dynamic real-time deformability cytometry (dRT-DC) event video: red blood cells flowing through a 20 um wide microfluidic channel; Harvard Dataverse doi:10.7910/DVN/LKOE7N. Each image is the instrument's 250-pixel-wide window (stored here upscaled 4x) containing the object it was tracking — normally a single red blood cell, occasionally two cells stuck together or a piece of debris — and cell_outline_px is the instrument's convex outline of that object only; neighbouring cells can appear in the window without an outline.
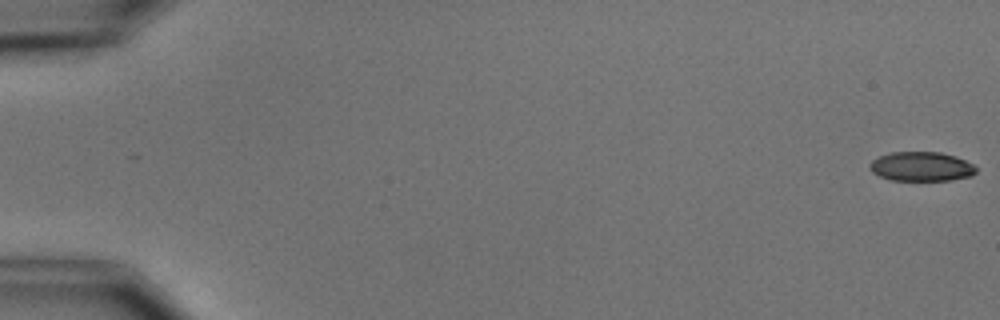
{"species": "common noctule bat (a hibernating species)", "species_latin": "Nyctalus noctula", "temperature_condition": "cold", "stored_images_in_passage": 7, "camera_frame_rate_fps": 3000, "um_per_image_px": 0.085, "animal": {"sex": "male", "body_mass_g": 15.6}, "frame": {"image": 1, "passage_image": 1, "time_ms": 0.0, "image_size_px": [1000, 320], "cell_outline_px": [[976, 172], [972, 176], [952, 180], [888, 180], [872, 172], [868, 168], [868, 164], [872, 160], [880, 156], [892, 152], [940, 152], [956, 156], [972, 164], [976, 168]], "centroid_in_image_um": [78.3, 14.16], "position_along_channel_um": 6.7, "area_um2": 18.26}}
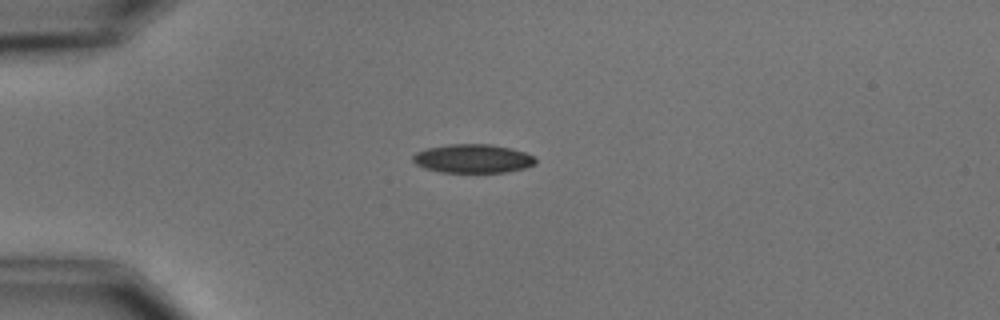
{"frame": {"image": 2, "passage_image": 5, "time_ms": 4.667, "image_size_px": [1000, 320], "cell_outline_px": [[536, 164], [524, 168], [508, 172], [440, 172], [424, 168], [416, 164], [412, 160], [412, 156], [416, 152], [428, 148], [448, 144], [492, 144], [512, 148], [536, 156]], "centroid_in_image_um": [40.21, 13.48], "position_along_channel_um": 44.8, "area_um2": 20.69}}